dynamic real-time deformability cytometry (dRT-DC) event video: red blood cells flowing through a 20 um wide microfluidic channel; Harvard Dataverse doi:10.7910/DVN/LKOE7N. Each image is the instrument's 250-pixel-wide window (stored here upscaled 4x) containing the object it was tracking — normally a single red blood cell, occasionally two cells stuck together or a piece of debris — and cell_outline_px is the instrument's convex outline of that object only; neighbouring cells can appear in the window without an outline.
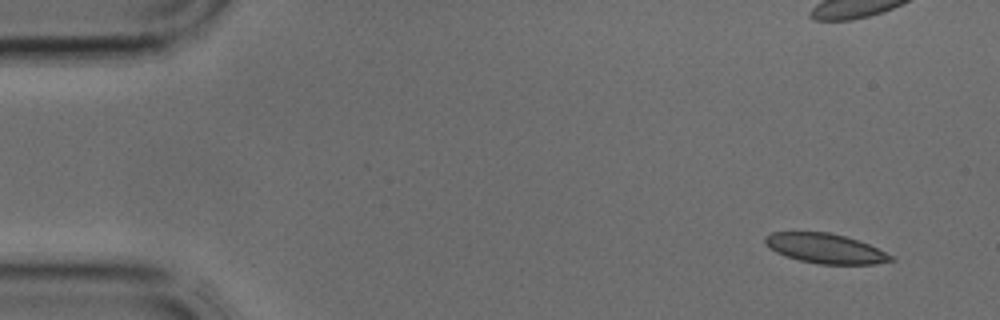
{"species": "common noctule bat (a hibernating species)", "species_latin": "Nyctalus noctula", "temperature_condition": "cold", "stored_images_in_passage": 5, "camera_frame_rate_fps": 3000, "um_per_image_px": 0.085, "animal": {"sex": "male", "body_mass_g": 17.9, "forearm_length_mm": 54.2}, "frame": {"image": 1, "passage_image": 1, "time_ms": 0.0, "image_size_px": [1000, 320], "cell_outline_px": [[896, 260], [876, 264], [820, 264], [800, 260], [784, 256], [768, 248], [764, 244], [764, 236], [772, 232], [828, 232], [844, 236], [868, 244], [892, 256]], "centroid_in_image_um": [70.1, 21.12], "position_along_channel_um": 14.9, "area_um2": 21.73}}